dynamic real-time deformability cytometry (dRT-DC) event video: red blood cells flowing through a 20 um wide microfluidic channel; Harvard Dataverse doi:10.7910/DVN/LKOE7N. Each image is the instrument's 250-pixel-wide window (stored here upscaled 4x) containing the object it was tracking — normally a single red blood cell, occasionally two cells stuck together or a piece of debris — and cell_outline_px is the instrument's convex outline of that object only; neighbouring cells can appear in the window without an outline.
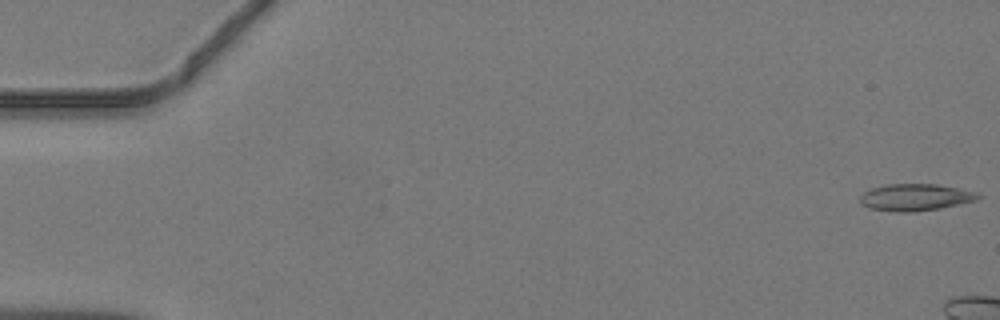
{"species": "common noctule bat (a hibernating species)", "species_latin": "Nyctalus noctula", "temperature_condition": "warm", "stored_images_in_passage": 4, "camera_frame_rate_fps": 3000, "um_per_image_px": 0.085, "animal": {"sex": "male", "body_mass_g": 19.2, "forearm_length_mm": 51.8}, "frame": {"image": 1, "passage_image": 1, "time_ms": 0.0, "image_size_px": [1000, 320], "cell_outline_px": [[984, 196], [976, 200], [940, 208], [916, 212], [896, 212], [868, 208], [860, 204], [860, 196], [864, 192], [872, 188], [888, 184], [936, 184], [976, 192]], "centroid_in_image_um": [77.78, 16.78], "position_along_channel_um": 7.2, "area_um2": 18.5}}